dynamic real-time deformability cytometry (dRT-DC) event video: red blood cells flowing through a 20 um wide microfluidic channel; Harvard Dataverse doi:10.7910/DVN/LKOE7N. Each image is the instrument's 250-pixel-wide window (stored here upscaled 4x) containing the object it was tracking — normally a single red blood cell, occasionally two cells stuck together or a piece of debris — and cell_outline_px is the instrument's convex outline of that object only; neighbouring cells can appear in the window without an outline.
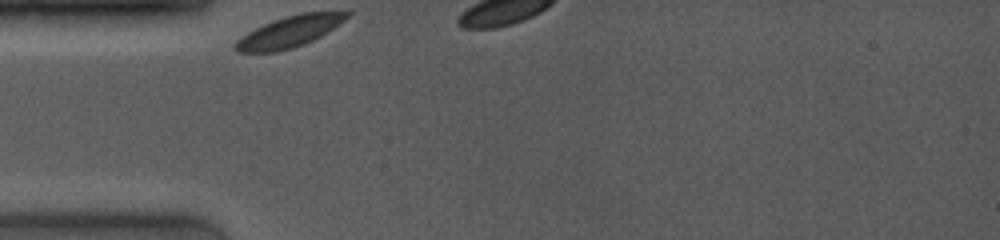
{"species": "common noctule bat (a hibernating species)", "species_latin": "Nyctalus noctula", "temperature_condition": "room temperature", "stored_images_in_passage": 3, "camera_frame_rate_fps": 4000, "um_per_image_px": 0.085, "animal": {"sex": "female", "body_mass_g": 19.0, "forearm_length_mm": 53.3}, "frame": {"image": 1, "passage_image": 1, "time_ms": 0.0, "image_size_px": [1000, 240], "cell_outline_px": [[352, 12], [344, 20], [320, 36], [304, 44], [292, 48], [276, 52], [236, 52], [236, 40], [248, 32], [272, 20], [284, 16], [300, 12]], "centroid_in_image_um": [24.57, 2.69], "position_along_channel_um": 60.4, "area_um2": 19.88}}